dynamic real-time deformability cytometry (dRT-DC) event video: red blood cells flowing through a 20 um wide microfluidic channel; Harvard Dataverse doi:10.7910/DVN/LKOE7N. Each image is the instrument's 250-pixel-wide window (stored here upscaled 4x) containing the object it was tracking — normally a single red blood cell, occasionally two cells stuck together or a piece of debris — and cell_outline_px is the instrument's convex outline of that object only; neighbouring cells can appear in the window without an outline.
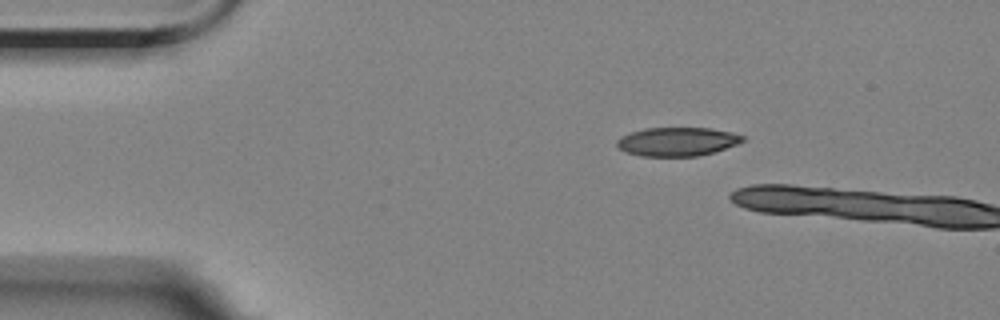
{"species": "Egyptian fruit bat (a non-hibernating species)", "species_latin": "Rousettus aegyptiacus", "temperature_condition": "room temperature", "stored_images_in_passage": 2, "camera_frame_rate_fps": 3000, "um_per_image_px": 0.085, "animal": {"sex": "female"}, "frame": {"image": 1, "passage_image": 1, "time_ms": 0.0, "image_size_px": [1000, 320], "cell_outline_px": [[748, 140], [716, 152], [696, 156], [640, 156], [624, 152], [616, 144], [616, 140], [620, 136], [644, 128], [712, 128], [732, 132], [744, 136]], "centroid_in_image_um": [57.59, 12.04], "position_along_channel_um": 27.4, "area_um2": 21.33}}